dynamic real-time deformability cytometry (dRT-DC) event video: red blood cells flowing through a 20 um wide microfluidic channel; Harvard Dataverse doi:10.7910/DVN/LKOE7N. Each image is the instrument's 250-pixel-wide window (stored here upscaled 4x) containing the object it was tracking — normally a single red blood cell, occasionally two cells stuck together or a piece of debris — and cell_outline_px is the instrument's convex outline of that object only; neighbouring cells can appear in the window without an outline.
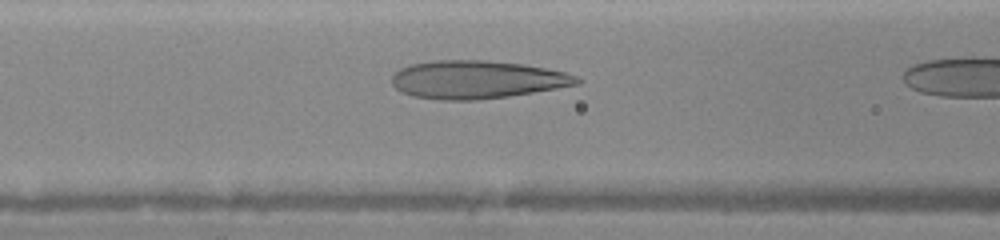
{"species": "human", "species_latin": "Homo sapiens", "temperature_condition": "warm", "stored_images_in_passage": 11, "camera_frame_rate_fps": 3000, "um_per_image_px": 0.085, "donor": {"sex": "female"}, "frame": {"image": 1, "passage_image": 10, "time_ms": 3.0, "image_size_px": [1000, 240], "cell_outline_px": [[580, 84], [508, 96], [476, 100], [440, 100], [416, 96], [404, 92], [396, 88], [392, 84], [392, 76], [400, 68], [412, 64], [436, 60], [484, 60], [520, 64], [544, 68], [564, 72], [576, 76], [580, 80]], "centroid_in_image_um": [40.52, 6.76], "position_along_channel_um": 126.1, "area_um2": 40.52}}